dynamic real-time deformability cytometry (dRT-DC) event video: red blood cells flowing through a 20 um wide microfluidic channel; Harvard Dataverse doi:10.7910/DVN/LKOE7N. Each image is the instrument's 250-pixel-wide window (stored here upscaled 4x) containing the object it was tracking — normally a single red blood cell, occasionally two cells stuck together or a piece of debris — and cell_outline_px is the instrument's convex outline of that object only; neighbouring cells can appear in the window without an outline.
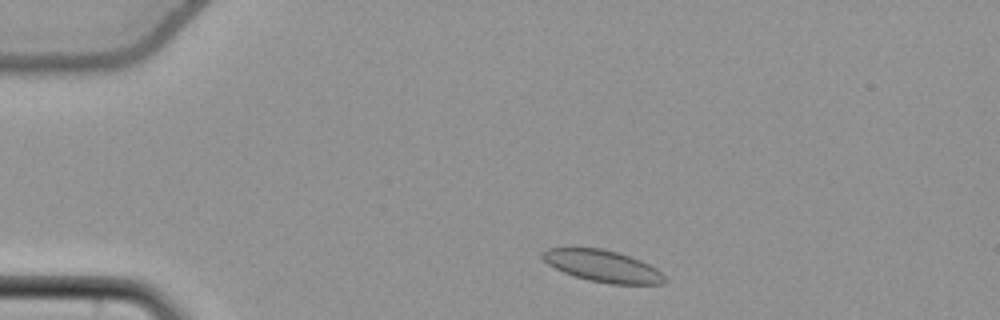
{"species": "common noctule bat (a hibernating species)", "species_latin": "Nyctalus noctula", "temperature_condition": "cold", "stored_images_in_passage": 45, "camera_frame_rate_fps": 3000, "um_per_image_px": 0.085, "animal": {"sex": "female", "body_mass_g": 22.7, "forearm_length_mm": 54.2}, "frame": {"image": 1, "passage_image": 1, "time_ms": 0.0, "image_size_px": [1000, 320], "cell_outline_px": [[668, 280], [664, 284], [608, 284], [588, 280], [564, 272], [548, 264], [540, 256], [540, 252], [548, 248], [600, 248], [616, 252], [640, 260], [656, 268]], "centroid_in_image_um": [51.22, 22.62], "position_along_channel_um": 33.8, "area_um2": 22.48}}
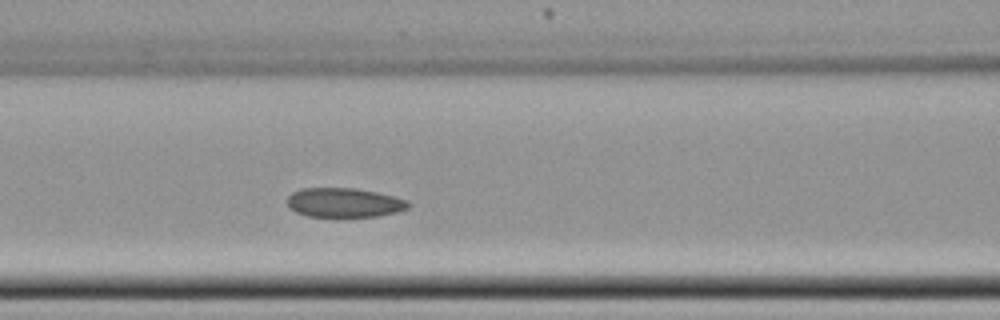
{"frame": {"image": 2, "passage_image": 14, "time_ms": 4.333, "image_size_px": [1000, 320], "cell_outline_px": [[412, 204], [408, 208], [396, 212], [376, 216], [308, 216], [296, 212], [288, 208], [288, 196], [292, 192], [300, 188], [356, 188], [376, 192], [408, 200]], "centroid_in_image_um": [29.24, 17.21], "position_along_channel_um": 137.4, "area_um2": 20.63}}
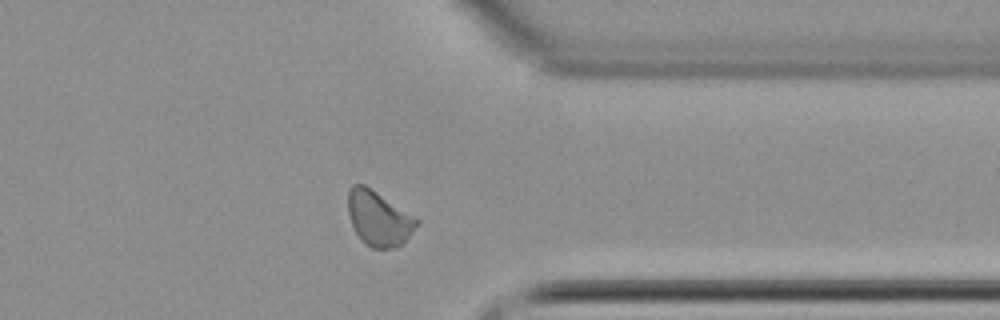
{"frame": {"image": 3, "passage_image": 34, "time_ms": 11.0, "image_size_px": [1000, 320], "cell_outline_px": [[420, 224], [400, 244], [392, 248], [372, 248], [364, 244], [360, 240], [352, 224], [348, 212], [348, 188], [352, 184], [364, 184], [420, 220]], "centroid_in_image_um": [32.17, 18.56], "position_along_channel_um": 379.2, "area_um2": 21.73}, "authors_computed_cell_mechanics": {"area_um2": 21.386, "velocity_mm_per_s": 3.7007, "shape_relaxation_time_tau1_ms": null, "shape_relaxation_time_tau2_ms": 2.8645, "deformation_change_tau1": null, "deformation_change_tau2": 0.0704}}